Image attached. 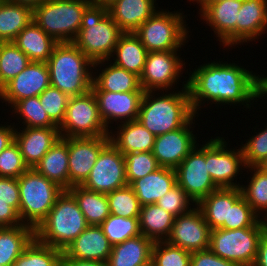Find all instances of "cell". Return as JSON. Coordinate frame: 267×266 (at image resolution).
Returning <instances> with one entry per match:
<instances>
[{
	"instance_id": "6da1fadb",
	"label": "cell",
	"mask_w": 267,
	"mask_h": 266,
	"mask_svg": "<svg viewBox=\"0 0 267 266\" xmlns=\"http://www.w3.org/2000/svg\"><path fill=\"white\" fill-rule=\"evenodd\" d=\"M194 69L189 72L187 88L195 115L205 102L207 106L211 101L217 106L242 104L250 109L254 100L262 98L261 76L244 66L216 59V62H207Z\"/></svg>"
},
{
	"instance_id": "7a4b0ae2",
	"label": "cell",
	"mask_w": 267,
	"mask_h": 266,
	"mask_svg": "<svg viewBox=\"0 0 267 266\" xmlns=\"http://www.w3.org/2000/svg\"><path fill=\"white\" fill-rule=\"evenodd\" d=\"M181 91L159 95L145 91L137 120L153 135L158 136L184 126L195 114L193 112L187 81ZM157 95V96H155Z\"/></svg>"
},
{
	"instance_id": "3957f363",
	"label": "cell",
	"mask_w": 267,
	"mask_h": 266,
	"mask_svg": "<svg viewBox=\"0 0 267 266\" xmlns=\"http://www.w3.org/2000/svg\"><path fill=\"white\" fill-rule=\"evenodd\" d=\"M46 63L50 86L69 97L85 94L92 89L93 62L73 42L58 43Z\"/></svg>"
},
{
	"instance_id": "277c9868",
	"label": "cell",
	"mask_w": 267,
	"mask_h": 266,
	"mask_svg": "<svg viewBox=\"0 0 267 266\" xmlns=\"http://www.w3.org/2000/svg\"><path fill=\"white\" fill-rule=\"evenodd\" d=\"M124 32L108 14L105 4L90 3L82 15V23L73 43L93 62L110 59Z\"/></svg>"
},
{
	"instance_id": "5b68a950",
	"label": "cell",
	"mask_w": 267,
	"mask_h": 266,
	"mask_svg": "<svg viewBox=\"0 0 267 266\" xmlns=\"http://www.w3.org/2000/svg\"><path fill=\"white\" fill-rule=\"evenodd\" d=\"M88 226L76 199L64 190L35 229V238L63 252Z\"/></svg>"
},
{
	"instance_id": "8992f818",
	"label": "cell",
	"mask_w": 267,
	"mask_h": 266,
	"mask_svg": "<svg viewBox=\"0 0 267 266\" xmlns=\"http://www.w3.org/2000/svg\"><path fill=\"white\" fill-rule=\"evenodd\" d=\"M89 0H46L33 8V21L58 43L73 42Z\"/></svg>"
},
{
	"instance_id": "52a82bcc",
	"label": "cell",
	"mask_w": 267,
	"mask_h": 266,
	"mask_svg": "<svg viewBox=\"0 0 267 266\" xmlns=\"http://www.w3.org/2000/svg\"><path fill=\"white\" fill-rule=\"evenodd\" d=\"M19 216L23 224L34 229L47 217L64 189L34 168H29L19 178Z\"/></svg>"
},
{
	"instance_id": "ba28073f",
	"label": "cell",
	"mask_w": 267,
	"mask_h": 266,
	"mask_svg": "<svg viewBox=\"0 0 267 266\" xmlns=\"http://www.w3.org/2000/svg\"><path fill=\"white\" fill-rule=\"evenodd\" d=\"M167 11L157 9L134 31L148 52L180 50L185 46L184 43L188 42L190 31L184 20L187 15H183L179 10L170 12L167 9Z\"/></svg>"
},
{
	"instance_id": "9c48e42d",
	"label": "cell",
	"mask_w": 267,
	"mask_h": 266,
	"mask_svg": "<svg viewBox=\"0 0 267 266\" xmlns=\"http://www.w3.org/2000/svg\"><path fill=\"white\" fill-rule=\"evenodd\" d=\"M266 228V221L260 219L253 227L235 230L213 229L210 233L209 249L238 266H253L261 235Z\"/></svg>"
},
{
	"instance_id": "30bf717a",
	"label": "cell",
	"mask_w": 267,
	"mask_h": 266,
	"mask_svg": "<svg viewBox=\"0 0 267 266\" xmlns=\"http://www.w3.org/2000/svg\"><path fill=\"white\" fill-rule=\"evenodd\" d=\"M58 128L64 138L109 136L110 133L99 116L92 90L69 98L64 120Z\"/></svg>"
},
{
	"instance_id": "8fae6325",
	"label": "cell",
	"mask_w": 267,
	"mask_h": 266,
	"mask_svg": "<svg viewBox=\"0 0 267 266\" xmlns=\"http://www.w3.org/2000/svg\"><path fill=\"white\" fill-rule=\"evenodd\" d=\"M228 145L220 136L211 137L205 142L207 171L218 188H240L241 183L234 179H237L241 170L246 169L242 148L230 149Z\"/></svg>"
},
{
	"instance_id": "7c38bea8",
	"label": "cell",
	"mask_w": 267,
	"mask_h": 266,
	"mask_svg": "<svg viewBox=\"0 0 267 266\" xmlns=\"http://www.w3.org/2000/svg\"><path fill=\"white\" fill-rule=\"evenodd\" d=\"M179 51L148 52L140 76V84L144 91H159L160 93L165 91L166 93L179 82L178 79L183 74L185 66V62L178 54Z\"/></svg>"
},
{
	"instance_id": "4fadbf2b",
	"label": "cell",
	"mask_w": 267,
	"mask_h": 266,
	"mask_svg": "<svg viewBox=\"0 0 267 266\" xmlns=\"http://www.w3.org/2000/svg\"><path fill=\"white\" fill-rule=\"evenodd\" d=\"M128 185L124 155L109 142L99 153L84 188L107 194Z\"/></svg>"
},
{
	"instance_id": "5bb4252c",
	"label": "cell",
	"mask_w": 267,
	"mask_h": 266,
	"mask_svg": "<svg viewBox=\"0 0 267 266\" xmlns=\"http://www.w3.org/2000/svg\"><path fill=\"white\" fill-rule=\"evenodd\" d=\"M174 170L177 184L195 204L218 189L207 171L204 143H198Z\"/></svg>"
},
{
	"instance_id": "9a60e30c",
	"label": "cell",
	"mask_w": 267,
	"mask_h": 266,
	"mask_svg": "<svg viewBox=\"0 0 267 266\" xmlns=\"http://www.w3.org/2000/svg\"><path fill=\"white\" fill-rule=\"evenodd\" d=\"M109 142L110 136L67 138L69 189L85 182L100 151Z\"/></svg>"
},
{
	"instance_id": "2e32d148",
	"label": "cell",
	"mask_w": 267,
	"mask_h": 266,
	"mask_svg": "<svg viewBox=\"0 0 267 266\" xmlns=\"http://www.w3.org/2000/svg\"><path fill=\"white\" fill-rule=\"evenodd\" d=\"M210 233L209 225L195 205L189 212L175 217L172 231L166 241L192 253L209 249Z\"/></svg>"
},
{
	"instance_id": "e0dca14e",
	"label": "cell",
	"mask_w": 267,
	"mask_h": 266,
	"mask_svg": "<svg viewBox=\"0 0 267 266\" xmlns=\"http://www.w3.org/2000/svg\"><path fill=\"white\" fill-rule=\"evenodd\" d=\"M196 116L198 118V115H194L177 130L155 136L152 153L161 167L175 169L196 147L197 137L193 134L194 127H192Z\"/></svg>"
},
{
	"instance_id": "ac0fdd59",
	"label": "cell",
	"mask_w": 267,
	"mask_h": 266,
	"mask_svg": "<svg viewBox=\"0 0 267 266\" xmlns=\"http://www.w3.org/2000/svg\"><path fill=\"white\" fill-rule=\"evenodd\" d=\"M93 93L97 100L99 116L107 130L113 127L111 126L113 121L122 124L137 120L144 92L93 91Z\"/></svg>"
},
{
	"instance_id": "d6986e66",
	"label": "cell",
	"mask_w": 267,
	"mask_h": 266,
	"mask_svg": "<svg viewBox=\"0 0 267 266\" xmlns=\"http://www.w3.org/2000/svg\"><path fill=\"white\" fill-rule=\"evenodd\" d=\"M50 86L49 69L45 62H30L3 89L1 101L13 106L17 101L39 96Z\"/></svg>"
},
{
	"instance_id": "ffe728a7",
	"label": "cell",
	"mask_w": 267,
	"mask_h": 266,
	"mask_svg": "<svg viewBox=\"0 0 267 266\" xmlns=\"http://www.w3.org/2000/svg\"><path fill=\"white\" fill-rule=\"evenodd\" d=\"M242 2L243 0H220L199 12L201 20L212 28L217 41L225 48L236 46V23Z\"/></svg>"
},
{
	"instance_id": "44dd1931",
	"label": "cell",
	"mask_w": 267,
	"mask_h": 266,
	"mask_svg": "<svg viewBox=\"0 0 267 266\" xmlns=\"http://www.w3.org/2000/svg\"><path fill=\"white\" fill-rule=\"evenodd\" d=\"M19 129L18 126L15 129L14 141L29 168H34L61 137L58 127H19Z\"/></svg>"
},
{
	"instance_id": "7402d4cb",
	"label": "cell",
	"mask_w": 267,
	"mask_h": 266,
	"mask_svg": "<svg viewBox=\"0 0 267 266\" xmlns=\"http://www.w3.org/2000/svg\"><path fill=\"white\" fill-rule=\"evenodd\" d=\"M112 251V245L100 226L89 225L63 251L68 258L106 263Z\"/></svg>"
},
{
	"instance_id": "603a6c76",
	"label": "cell",
	"mask_w": 267,
	"mask_h": 266,
	"mask_svg": "<svg viewBox=\"0 0 267 266\" xmlns=\"http://www.w3.org/2000/svg\"><path fill=\"white\" fill-rule=\"evenodd\" d=\"M98 66L102 70L101 73H98ZM95 68L97 72L93 73L92 91L145 92L141 87L139 76L116 66L112 61L104 60L93 63L94 71Z\"/></svg>"
},
{
	"instance_id": "cb8c5ba5",
	"label": "cell",
	"mask_w": 267,
	"mask_h": 266,
	"mask_svg": "<svg viewBox=\"0 0 267 266\" xmlns=\"http://www.w3.org/2000/svg\"><path fill=\"white\" fill-rule=\"evenodd\" d=\"M267 30V0H243L236 23V46L259 39Z\"/></svg>"
},
{
	"instance_id": "d4e9b609",
	"label": "cell",
	"mask_w": 267,
	"mask_h": 266,
	"mask_svg": "<svg viewBox=\"0 0 267 266\" xmlns=\"http://www.w3.org/2000/svg\"><path fill=\"white\" fill-rule=\"evenodd\" d=\"M156 0H112L108 14L124 32H134L157 11Z\"/></svg>"
},
{
	"instance_id": "484cf974",
	"label": "cell",
	"mask_w": 267,
	"mask_h": 266,
	"mask_svg": "<svg viewBox=\"0 0 267 266\" xmlns=\"http://www.w3.org/2000/svg\"><path fill=\"white\" fill-rule=\"evenodd\" d=\"M241 196L240 188H218L200 200L196 206L200 209L209 228L218 229L224 223H229L230 206Z\"/></svg>"
},
{
	"instance_id": "4316f807",
	"label": "cell",
	"mask_w": 267,
	"mask_h": 266,
	"mask_svg": "<svg viewBox=\"0 0 267 266\" xmlns=\"http://www.w3.org/2000/svg\"><path fill=\"white\" fill-rule=\"evenodd\" d=\"M118 124V127L115 128L117 131L110 130L109 136L110 142L123 155L133 152H151L153 150L155 135L138 120Z\"/></svg>"
},
{
	"instance_id": "83f0119b",
	"label": "cell",
	"mask_w": 267,
	"mask_h": 266,
	"mask_svg": "<svg viewBox=\"0 0 267 266\" xmlns=\"http://www.w3.org/2000/svg\"><path fill=\"white\" fill-rule=\"evenodd\" d=\"M177 184L173 168L160 167L154 172L134 180L130 186L141 206L154 204Z\"/></svg>"
},
{
	"instance_id": "f1b7e54d",
	"label": "cell",
	"mask_w": 267,
	"mask_h": 266,
	"mask_svg": "<svg viewBox=\"0 0 267 266\" xmlns=\"http://www.w3.org/2000/svg\"><path fill=\"white\" fill-rule=\"evenodd\" d=\"M14 44L23 51L31 62H47L58 42L42 30L33 20L23 28Z\"/></svg>"
},
{
	"instance_id": "f546056e",
	"label": "cell",
	"mask_w": 267,
	"mask_h": 266,
	"mask_svg": "<svg viewBox=\"0 0 267 266\" xmlns=\"http://www.w3.org/2000/svg\"><path fill=\"white\" fill-rule=\"evenodd\" d=\"M154 242L144 235L112 246L107 266H143L151 261Z\"/></svg>"
},
{
	"instance_id": "4dcf8cb0",
	"label": "cell",
	"mask_w": 267,
	"mask_h": 266,
	"mask_svg": "<svg viewBox=\"0 0 267 266\" xmlns=\"http://www.w3.org/2000/svg\"><path fill=\"white\" fill-rule=\"evenodd\" d=\"M34 169L64 190H69L67 138L60 137Z\"/></svg>"
},
{
	"instance_id": "1f68e13d",
	"label": "cell",
	"mask_w": 267,
	"mask_h": 266,
	"mask_svg": "<svg viewBox=\"0 0 267 266\" xmlns=\"http://www.w3.org/2000/svg\"><path fill=\"white\" fill-rule=\"evenodd\" d=\"M147 54L148 51L134 32H128L120 36L108 60H113V64L116 66L124 68L128 72L140 77L144 69Z\"/></svg>"
},
{
	"instance_id": "d6a6232c",
	"label": "cell",
	"mask_w": 267,
	"mask_h": 266,
	"mask_svg": "<svg viewBox=\"0 0 267 266\" xmlns=\"http://www.w3.org/2000/svg\"><path fill=\"white\" fill-rule=\"evenodd\" d=\"M34 238L35 229L26 224L0 227V265L13 266Z\"/></svg>"
},
{
	"instance_id": "836d02e7",
	"label": "cell",
	"mask_w": 267,
	"mask_h": 266,
	"mask_svg": "<svg viewBox=\"0 0 267 266\" xmlns=\"http://www.w3.org/2000/svg\"><path fill=\"white\" fill-rule=\"evenodd\" d=\"M175 216L158 204L141 206L139 228L142 235L153 242L166 241L172 231Z\"/></svg>"
},
{
	"instance_id": "e575fe53",
	"label": "cell",
	"mask_w": 267,
	"mask_h": 266,
	"mask_svg": "<svg viewBox=\"0 0 267 266\" xmlns=\"http://www.w3.org/2000/svg\"><path fill=\"white\" fill-rule=\"evenodd\" d=\"M33 17L28 5L0 0V42H13Z\"/></svg>"
},
{
	"instance_id": "d590c367",
	"label": "cell",
	"mask_w": 267,
	"mask_h": 266,
	"mask_svg": "<svg viewBox=\"0 0 267 266\" xmlns=\"http://www.w3.org/2000/svg\"><path fill=\"white\" fill-rule=\"evenodd\" d=\"M76 199L88 225H101L110 215L106 194L84 188L81 185L72 186L68 190Z\"/></svg>"
},
{
	"instance_id": "8d00e7d4",
	"label": "cell",
	"mask_w": 267,
	"mask_h": 266,
	"mask_svg": "<svg viewBox=\"0 0 267 266\" xmlns=\"http://www.w3.org/2000/svg\"><path fill=\"white\" fill-rule=\"evenodd\" d=\"M249 169V170H248ZM251 172L247 185L241 184L242 196L261 219H267V174L256 166L246 167ZM254 171V172H253ZM264 213V214H263ZM264 215V216H263Z\"/></svg>"
},
{
	"instance_id": "74e56055",
	"label": "cell",
	"mask_w": 267,
	"mask_h": 266,
	"mask_svg": "<svg viewBox=\"0 0 267 266\" xmlns=\"http://www.w3.org/2000/svg\"><path fill=\"white\" fill-rule=\"evenodd\" d=\"M62 254L61 250L42 244L34 238L13 266H61Z\"/></svg>"
},
{
	"instance_id": "f35d334b",
	"label": "cell",
	"mask_w": 267,
	"mask_h": 266,
	"mask_svg": "<svg viewBox=\"0 0 267 266\" xmlns=\"http://www.w3.org/2000/svg\"><path fill=\"white\" fill-rule=\"evenodd\" d=\"M30 59L14 42H0V81L3 86L23 71Z\"/></svg>"
},
{
	"instance_id": "ab89813d",
	"label": "cell",
	"mask_w": 267,
	"mask_h": 266,
	"mask_svg": "<svg viewBox=\"0 0 267 266\" xmlns=\"http://www.w3.org/2000/svg\"><path fill=\"white\" fill-rule=\"evenodd\" d=\"M10 109L11 113L18 115L17 119L23 120L24 127H57L43 109L39 96L17 101Z\"/></svg>"
},
{
	"instance_id": "60d3db41",
	"label": "cell",
	"mask_w": 267,
	"mask_h": 266,
	"mask_svg": "<svg viewBox=\"0 0 267 266\" xmlns=\"http://www.w3.org/2000/svg\"><path fill=\"white\" fill-rule=\"evenodd\" d=\"M99 226L112 246L141 235L139 218H126L110 214Z\"/></svg>"
},
{
	"instance_id": "b9f144b4",
	"label": "cell",
	"mask_w": 267,
	"mask_h": 266,
	"mask_svg": "<svg viewBox=\"0 0 267 266\" xmlns=\"http://www.w3.org/2000/svg\"><path fill=\"white\" fill-rule=\"evenodd\" d=\"M110 214L126 218H139L141 205L130 185L106 194Z\"/></svg>"
},
{
	"instance_id": "7bdbcfd3",
	"label": "cell",
	"mask_w": 267,
	"mask_h": 266,
	"mask_svg": "<svg viewBox=\"0 0 267 266\" xmlns=\"http://www.w3.org/2000/svg\"><path fill=\"white\" fill-rule=\"evenodd\" d=\"M151 261L155 266H190L191 253L167 241L154 242Z\"/></svg>"
},
{
	"instance_id": "ee69618b",
	"label": "cell",
	"mask_w": 267,
	"mask_h": 266,
	"mask_svg": "<svg viewBox=\"0 0 267 266\" xmlns=\"http://www.w3.org/2000/svg\"><path fill=\"white\" fill-rule=\"evenodd\" d=\"M124 159L128 185L161 167L152 151L127 153Z\"/></svg>"
},
{
	"instance_id": "f6af8a7d",
	"label": "cell",
	"mask_w": 267,
	"mask_h": 266,
	"mask_svg": "<svg viewBox=\"0 0 267 266\" xmlns=\"http://www.w3.org/2000/svg\"><path fill=\"white\" fill-rule=\"evenodd\" d=\"M69 96L61 90L49 86L40 95L39 100L50 120L59 127L65 117Z\"/></svg>"
},
{
	"instance_id": "bcb514c9",
	"label": "cell",
	"mask_w": 267,
	"mask_h": 266,
	"mask_svg": "<svg viewBox=\"0 0 267 266\" xmlns=\"http://www.w3.org/2000/svg\"><path fill=\"white\" fill-rule=\"evenodd\" d=\"M28 169L15 141L0 153V177L19 178Z\"/></svg>"
},
{
	"instance_id": "7dc6e473",
	"label": "cell",
	"mask_w": 267,
	"mask_h": 266,
	"mask_svg": "<svg viewBox=\"0 0 267 266\" xmlns=\"http://www.w3.org/2000/svg\"><path fill=\"white\" fill-rule=\"evenodd\" d=\"M261 218L252 210V207L241 196L230 206L229 223H224L220 228L235 230L253 227Z\"/></svg>"
},
{
	"instance_id": "c3c4849f",
	"label": "cell",
	"mask_w": 267,
	"mask_h": 266,
	"mask_svg": "<svg viewBox=\"0 0 267 266\" xmlns=\"http://www.w3.org/2000/svg\"><path fill=\"white\" fill-rule=\"evenodd\" d=\"M156 204L175 217L189 212L193 208L191 205H196L178 184L165 193Z\"/></svg>"
},
{
	"instance_id": "681fc988",
	"label": "cell",
	"mask_w": 267,
	"mask_h": 266,
	"mask_svg": "<svg viewBox=\"0 0 267 266\" xmlns=\"http://www.w3.org/2000/svg\"><path fill=\"white\" fill-rule=\"evenodd\" d=\"M264 127V130L256 132V135L247 139L245 144H241L246 167L256 166L267 157V123Z\"/></svg>"
},
{
	"instance_id": "f907efd6",
	"label": "cell",
	"mask_w": 267,
	"mask_h": 266,
	"mask_svg": "<svg viewBox=\"0 0 267 266\" xmlns=\"http://www.w3.org/2000/svg\"><path fill=\"white\" fill-rule=\"evenodd\" d=\"M20 201L0 200V227H13L23 224L19 216Z\"/></svg>"
},
{
	"instance_id": "816d5d0a",
	"label": "cell",
	"mask_w": 267,
	"mask_h": 266,
	"mask_svg": "<svg viewBox=\"0 0 267 266\" xmlns=\"http://www.w3.org/2000/svg\"><path fill=\"white\" fill-rule=\"evenodd\" d=\"M190 266H238L236 263L223 259L210 249L191 253Z\"/></svg>"
},
{
	"instance_id": "f5cc1de1",
	"label": "cell",
	"mask_w": 267,
	"mask_h": 266,
	"mask_svg": "<svg viewBox=\"0 0 267 266\" xmlns=\"http://www.w3.org/2000/svg\"><path fill=\"white\" fill-rule=\"evenodd\" d=\"M0 200L20 201L18 178L0 177Z\"/></svg>"
},
{
	"instance_id": "db71d44e",
	"label": "cell",
	"mask_w": 267,
	"mask_h": 266,
	"mask_svg": "<svg viewBox=\"0 0 267 266\" xmlns=\"http://www.w3.org/2000/svg\"><path fill=\"white\" fill-rule=\"evenodd\" d=\"M15 129L14 124H0V153L14 141Z\"/></svg>"
},
{
	"instance_id": "11a10c76",
	"label": "cell",
	"mask_w": 267,
	"mask_h": 266,
	"mask_svg": "<svg viewBox=\"0 0 267 266\" xmlns=\"http://www.w3.org/2000/svg\"><path fill=\"white\" fill-rule=\"evenodd\" d=\"M253 266H267V228L263 231Z\"/></svg>"
},
{
	"instance_id": "9f6ffc18",
	"label": "cell",
	"mask_w": 267,
	"mask_h": 266,
	"mask_svg": "<svg viewBox=\"0 0 267 266\" xmlns=\"http://www.w3.org/2000/svg\"><path fill=\"white\" fill-rule=\"evenodd\" d=\"M61 266H107L106 263L90 261V260H78L75 258H68L64 253L61 257Z\"/></svg>"
},
{
	"instance_id": "6f0895ef",
	"label": "cell",
	"mask_w": 267,
	"mask_h": 266,
	"mask_svg": "<svg viewBox=\"0 0 267 266\" xmlns=\"http://www.w3.org/2000/svg\"><path fill=\"white\" fill-rule=\"evenodd\" d=\"M12 3H18V4H23V5H28L32 9L39 4L45 2L46 0H6Z\"/></svg>"
},
{
	"instance_id": "680465c9",
	"label": "cell",
	"mask_w": 267,
	"mask_h": 266,
	"mask_svg": "<svg viewBox=\"0 0 267 266\" xmlns=\"http://www.w3.org/2000/svg\"><path fill=\"white\" fill-rule=\"evenodd\" d=\"M190 2H196L197 4H199L198 6H200V11L201 12L207 5L218 2L220 0H189Z\"/></svg>"
},
{
	"instance_id": "91938a15",
	"label": "cell",
	"mask_w": 267,
	"mask_h": 266,
	"mask_svg": "<svg viewBox=\"0 0 267 266\" xmlns=\"http://www.w3.org/2000/svg\"><path fill=\"white\" fill-rule=\"evenodd\" d=\"M261 76V97H264L265 99V97H267V77L263 74Z\"/></svg>"
},
{
	"instance_id": "94428289",
	"label": "cell",
	"mask_w": 267,
	"mask_h": 266,
	"mask_svg": "<svg viewBox=\"0 0 267 266\" xmlns=\"http://www.w3.org/2000/svg\"><path fill=\"white\" fill-rule=\"evenodd\" d=\"M256 167L260 169L262 172L267 174V157H265L262 161H260Z\"/></svg>"
},
{
	"instance_id": "6125c7cd",
	"label": "cell",
	"mask_w": 267,
	"mask_h": 266,
	"mask_svg": "<svg viewBox=\"0 0 267 266\" xmlns=\"http://www.w3.org/2000/svg\"><path fill=\"white\" fill-rule=\"evenodd\" d=\"M91 3H99L108 5L112 0H89Z\"/></svg>"
},
{
	"instance_id": "be15d7a7",
	"label": "cell",
	"mask_w": 267,
	"mask_h": 266,
	"mask_svg": "<svg viewBox=\"0 0 267 266\" xmlns=\"http://www.w3.org/2000/svg\"><path fill=\"white\" fill-rule=\"evenodd\" d=\"M3 89H4V86L1 84V81H0V98L2 96Z\"/></svg>"
},
{
	"instance_id": "e7e4bbea",
	"label": "cell",
	"mask_w": 267,
	"mask_h": 266,
	"mask_svg": "<svg viewBox=\"0 0 267 266\" xmlns=\"http://www.w3.org/2000/svg\"><path fill=\"white\" fill-rule=\"evenodd\" d=\"M143 266H155L154 263L152 261H150L149 263L143 265Z\"/></svg>"
}]
</instances>
